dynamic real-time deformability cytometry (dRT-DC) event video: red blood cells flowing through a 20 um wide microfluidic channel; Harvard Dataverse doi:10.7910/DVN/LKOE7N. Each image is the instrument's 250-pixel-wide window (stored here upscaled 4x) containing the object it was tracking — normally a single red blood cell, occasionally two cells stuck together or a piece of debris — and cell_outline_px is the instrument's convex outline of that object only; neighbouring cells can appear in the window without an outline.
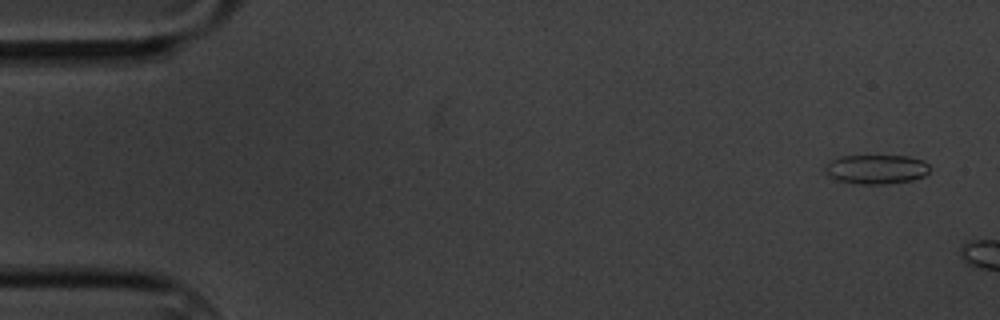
{"species": "common noctule bat (a hibernating species)", "species_latin": "Nyctalus noctula", "temperature_condition": "cold", "stored_images_in_passage": 3, "camera_frame_rate_fps": 3000, "um_per_image_px": 0.085, "animal": {"sex": "male", "body_mass_g": 20.1, "forearm_length_mm": 53.5}, "frame": {"image": 1, "passage_image": 1, "time_ms": 0.0, "image_size_px": [1000, 320], "cell_outline_px": [[928, 172], [924, 176], [912, 180], [884, 184], [860, 184], [836, 180], [824, 172], [824, 164], [840, 156], [908, 156], [924, 160], [928, 164]], "centroid_in_image_um": [74.46, 14.38], "position_along_channel_um": 10.5, "area_um2": 17.92}}